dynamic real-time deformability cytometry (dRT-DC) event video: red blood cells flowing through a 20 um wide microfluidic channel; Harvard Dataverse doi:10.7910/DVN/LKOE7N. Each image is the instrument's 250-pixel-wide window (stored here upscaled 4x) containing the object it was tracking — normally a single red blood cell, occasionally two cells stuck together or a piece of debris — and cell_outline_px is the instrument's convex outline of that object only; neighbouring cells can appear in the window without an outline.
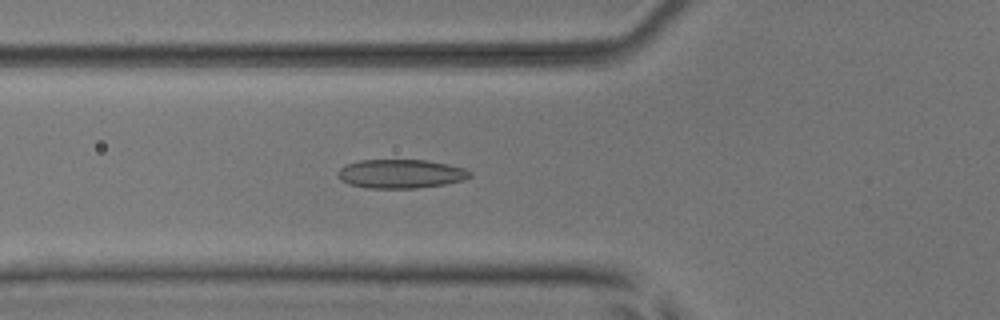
{"species": "common noctule bat (a hibernating species)", "species_latin": "Nyctalus noctula", "temperature_condition": "room temperature", "stored_images_in_passage": 39, "camera_frame_rate_fps": 3000, "um_per_image_px": 0.085, "animal": {"sex": "male", "body_mass_g": 17.9, "forearm_length_mm": 54.2}, "frame": {"image": 1, "passage_image": 7, "time_ms": 2.0, "image_size_px": [1000, 320], "cell_outline_px": [[472, 176], [464, 180], [444, 184], [416, 188], [368, 188], [348, 184], [340, 180], [336, 176], [336, 172], [340, 168], [348, 164], [360, 160], [428, 160], [448, 164], [464, 168], [472, 172]], "centroid_in_image_um": [34.05, 14.77], "position_along_channel_um": 91.7, "area_um2": 22.37}}
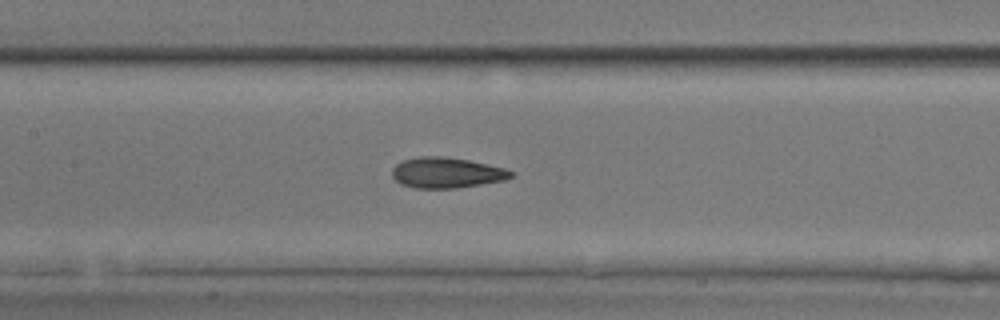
{"frame": {"image": 2, "passage_image": 13, "time_ms": 4.0, "image_size_px": [1000, 320], "cell_outline_px": [[516, 172], [512, 176], [504, 180], [456, 188], [416, 188], [400, 184], [392, 176], [392, 168], [396, 164], [404, 160], [420, 156], [440, 156], [468, 160], [488, 164], [504, 168]], "centroid_in_image_um": [37.95, 14.68], "position_along_channel_um": 169.5, "area_um2": 21.1}}
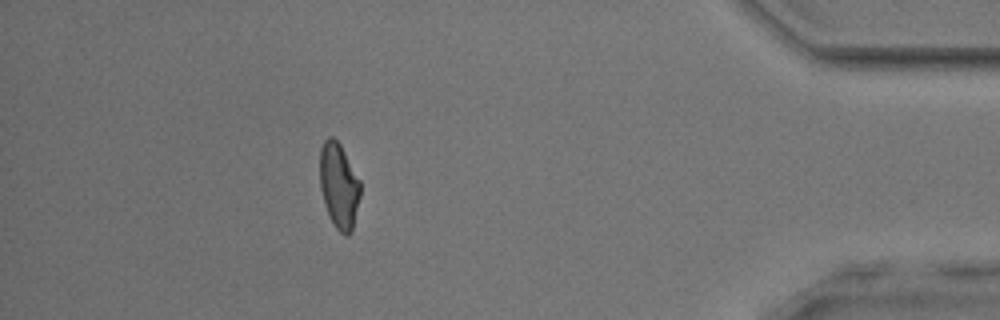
{"frame": {"image": 3, "passage_image": 35, "time_ms": 11.333, "image_size_px": [1000, 320], "cell_outline_px": [[360, 196], [352, 232], [348, 236], [344, 236], [336, 228], [328, 216], [320, 188], [320, 148], [324, 140], [328, 136], [332, 136], [340, 144], [360, 180]], "centroid_in_image_um": [28.8, 15.8], "position_along_channel_um": 406.4, "area_um2": 20.29}}